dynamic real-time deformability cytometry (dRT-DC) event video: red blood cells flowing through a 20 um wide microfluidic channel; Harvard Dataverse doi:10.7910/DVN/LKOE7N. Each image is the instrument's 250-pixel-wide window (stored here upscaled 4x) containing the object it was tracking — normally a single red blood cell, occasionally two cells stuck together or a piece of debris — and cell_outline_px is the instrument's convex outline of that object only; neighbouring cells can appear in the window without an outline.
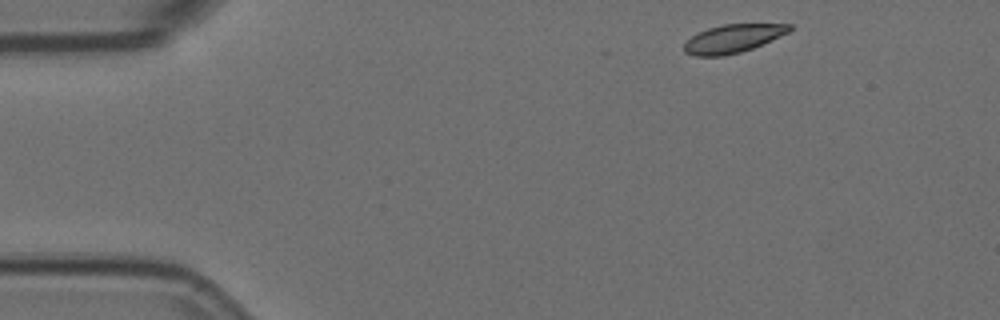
{"species": "Egyptian fruit bat (a non-hibernating species)", "species_latin": "Rousettus aegyptiacus", "temperature_condition": "room temperature", "stored_images_in_passage": 5, "camera_frame_rate_fps": 3000, "um_per_image_px": 0.085, "animal": {"sex": "female"}, "frame": {"image": 1, "passage_image": 1, "time_ms": 0.0, "image_size_px": [1000, 320], "cell_outline_px": [[792, 28], [788, 32], [752, 48], [740, 52], [724, 56], [696, 56], [684, 52], [684, 44], [696, 32], [708, 28], [724, 24], [792, 24]], "centroid_in_image_um": [62.26, 3.28], "position_along_channel_um": 22.7, "area_um2": 17.17}}
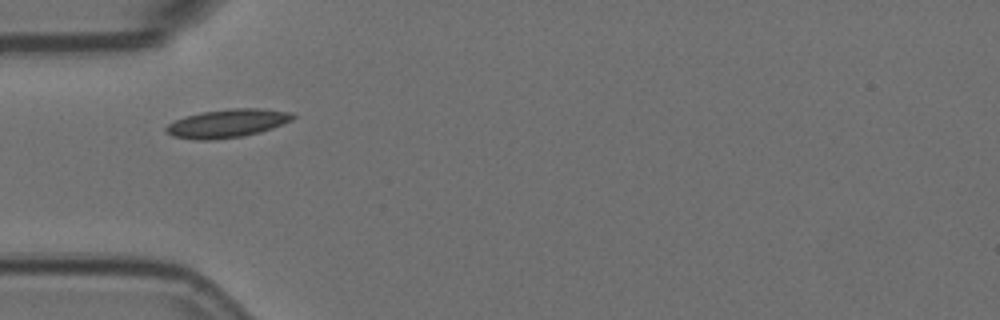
{"frame": {"image": 2, "passage_image": 4, "time_ms": 1.0, "image_size_px": [1000, 320], "cell_outline_px": [[296, 116], [292, 120], [272, 128], [260, 132], [240, 136], [212, 140], [196, 140], [172, 136], [164, 128], [168, 124], [184, 116], [200, 112], [228, 108], [260, 108], [292, 112]], "centroid_in_image_um": [19.32, 10.47], "position_along_channel_um": 65.7, "area_um2": 20.98}}
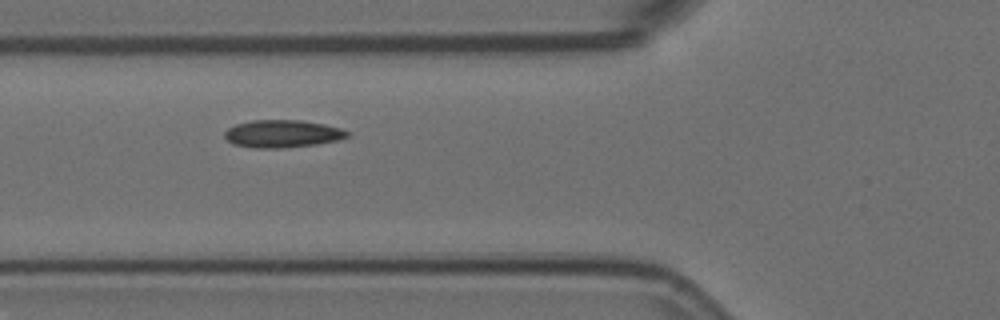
{"frame": {"image": 3, "passage_image": 5, "time_ms": 1.333, "image_size_px": [1000, 320], "cell_outline_px": [[348, 136], [336, 140], [316, 144], [280, 148], [256, 148], [232, 144], [224, 136], [224, 132], [228, 128], [236, 124], [252, 120], [300, 120], [324, 124], [340, 128], [348, 132]], "centroid_in_image_um": [23.96, 11.36], "position_along_channel_um": 101.8, "area_um2": 19.54}}